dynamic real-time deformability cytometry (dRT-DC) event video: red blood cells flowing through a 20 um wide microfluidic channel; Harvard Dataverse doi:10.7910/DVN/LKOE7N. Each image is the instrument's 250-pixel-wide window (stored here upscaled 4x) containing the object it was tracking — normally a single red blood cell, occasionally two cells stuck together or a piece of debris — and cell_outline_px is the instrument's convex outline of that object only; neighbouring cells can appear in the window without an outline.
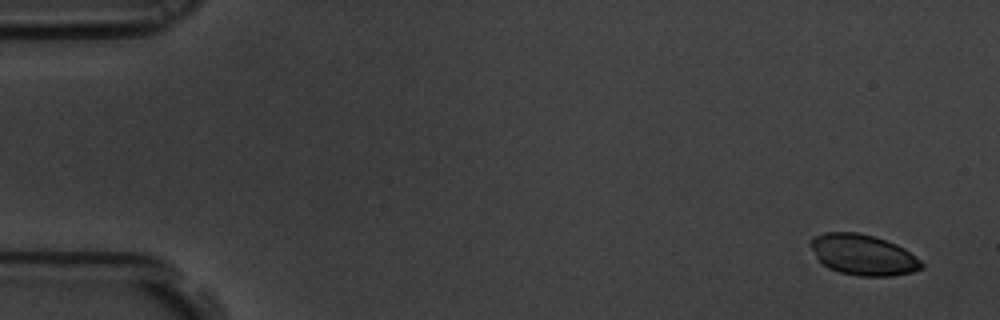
{"species": "common noctule bat (a hibernating species)", "species_latin": "Nyctalus noctula", "temperature_condition": "room temperature", "stored_images_in_passage": 6, "camera_frame_rate_fps": 3000, "um_per_image_px": 0.085, "animal": {"sex": "male", "body_mass_g": 19.5, "forearm_length_mm": 54.6}, "frame": {"image": 1, "passage_image": 1, "time_ms": 0.0, "image_size_px": [1000, 320], "cell_outline_px": [[924, 268], [912, 272], [892, 276], [860, 276], [840, 272], [828, 268], [816, 256], [808, 244], [808, 240], [824, 232], [856, 232], [876, 236], [896, 244], [904, 248], [920, 260], [924, 264]], "centroid_in_image_um": [73.36, 21.65], "position_along_channel_um": 11.6, "area_um2": 26.41}}
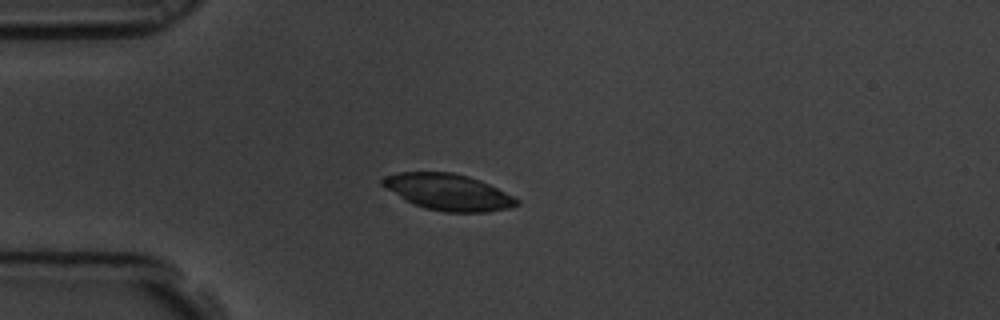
{"frame": {"image": 2, "passage_image": 4, "time_ms": 1.0, "image_size_px": [1000, 320], "cell_outline_px": [[520, 204], [508, 208], [488, 212], [444, 212], [424, 208], [412, 204], [404, 200], [380, 184], [380, 180], [384, 176], [396, 172], [452, 172], [468, 176], [480, 180], [520, 200]], "centroid_in_image_um": [38.05, 16.33], "position_along_channel_um": 47.0, "area_um2": 28.5}}
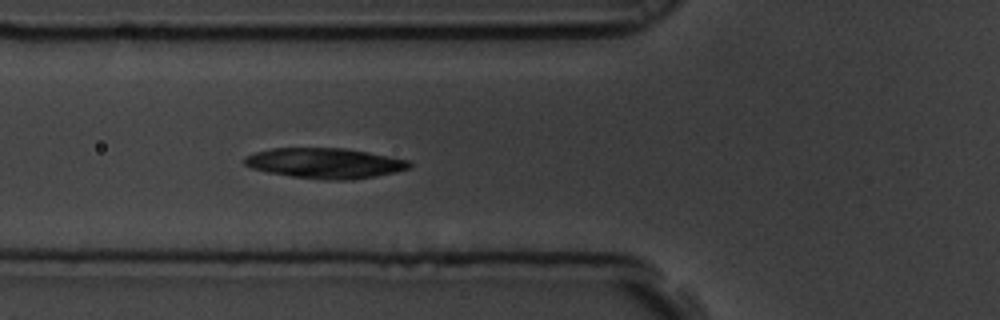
{"frame": {"image": 3, "passage_image": 6, "time_ms": 1.667, "image_size_px": [1000, 320], "cell_outline_px": [[412, 164], [408, 168], [396, 172], [376, 176], [352, 180], [324, 180], [292, 176], [268, 172], [252, 168], [244, 164], [244, 156], [256, 152], [272, 148], [344, 148], [368, 152], [408, 160]], "centroid_in_image_um": [27.62, 13.87], "position_along_channel_um": 98.2, "area_um2": 29.07}}